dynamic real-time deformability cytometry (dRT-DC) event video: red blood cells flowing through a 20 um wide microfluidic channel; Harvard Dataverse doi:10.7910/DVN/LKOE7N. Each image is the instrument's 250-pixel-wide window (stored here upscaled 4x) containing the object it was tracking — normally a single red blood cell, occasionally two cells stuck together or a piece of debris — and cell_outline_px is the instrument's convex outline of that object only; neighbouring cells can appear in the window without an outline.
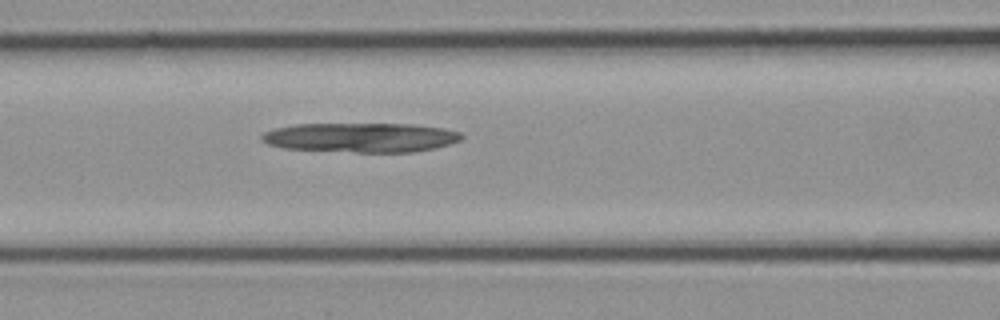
{"species": "common noctule bat (a hibernating species)", "species_latin": "Nyctalus noctula", "temperature_condition": "cold", "stored_images_in_passage": 5, "camera_frame_rate_fps": 3000, "um_per_image_px": 0.085, "animal": {"sex": "female", "body_mass_g": 21.9}, "frame": {"image": 1, "passage_image": 5, "time_ms": 1.333, "image_size_px": [1000, 320], "cell_outline_px": [[464, 136], [460, 140], [448, 144], [432, 148], [412, 152], [356, 152], [284, 148], [268, 144], [260, 140], [260, 136], [264, 132], [276, 128], [296, 124], [412, 124], [444, 128], [460, 132]], "centroid_in_image_um": [30.66, 11.68], "position_along_channel_um": 135.9, "area_um2": 34.16}}